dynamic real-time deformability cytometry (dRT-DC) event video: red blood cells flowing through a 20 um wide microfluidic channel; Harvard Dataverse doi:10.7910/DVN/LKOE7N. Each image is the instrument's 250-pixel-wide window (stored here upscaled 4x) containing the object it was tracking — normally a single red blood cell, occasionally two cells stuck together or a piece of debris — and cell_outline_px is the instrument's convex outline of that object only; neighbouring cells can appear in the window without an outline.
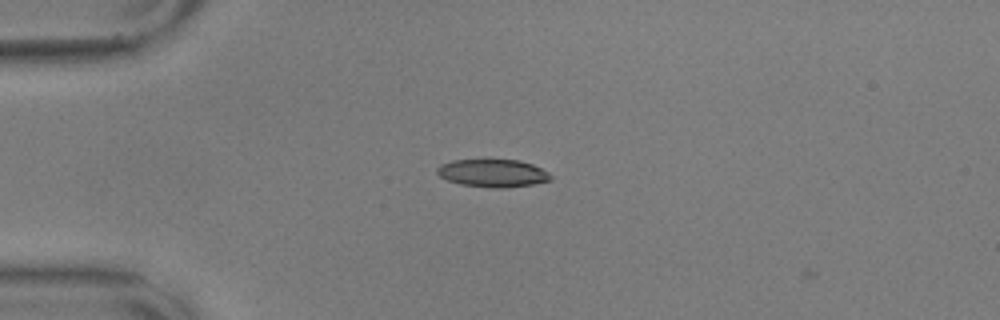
{"species": "common noctule bat (a hibernating species)", "species_latin": "Nyctalus noctula", "temperature_condition": "warm", "stored_images_in_passage": 6, "camera_frame_rate_fps": 3000, "um_per_image_px": 0.085, "animal": {"sex": "male", "body_mass_g": 17.9, "forearm_length_mm": 54.2}, "frame": {"image": 1, "passage_image": 3, "time_ms": 0.667, "image_size_px": [1000, 320], "cell_outline_px": [[552, 180], [532, 184], [504, 188], [492, 188], [460, 184], [448, 180], [440, 176], [436, 172], [436, 168], [440, 164], [452, 160], [520, 160], [532, 164], [548, 172], [552, 176]], "centroid_in_image_um": [41.88, 14.72], "position_along_channel_um": 43.1, "area_um2": 18.38}}